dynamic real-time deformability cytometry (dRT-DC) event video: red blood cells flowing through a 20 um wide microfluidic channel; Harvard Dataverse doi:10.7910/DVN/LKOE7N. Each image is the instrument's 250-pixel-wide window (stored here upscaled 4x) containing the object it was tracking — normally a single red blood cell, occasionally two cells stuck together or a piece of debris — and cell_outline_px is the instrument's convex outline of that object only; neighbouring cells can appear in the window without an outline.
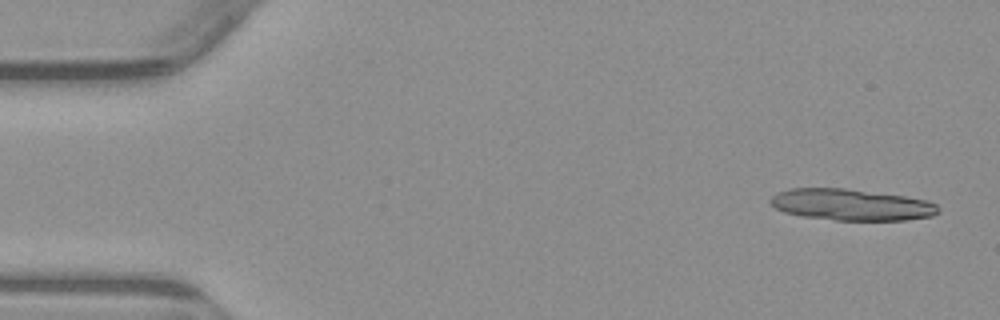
{"species": "common noctule bat (a hibernating species)", "species_latin": "Nyctalus noctula", "temperature_condition": "warm", "stored_images_in_passage": 5, "camera_frame_rate_fps": 3000, "um_per_image_px": 0.085, "animal": {"sex": "male", "body_mass_g": 23.1, "forearm_length_mm": 52.7}, "frame": {"image": 1, "passage_image": 1, "time_ms": 0.0, "image_size_px": [1000, 320], "cell_outline_px": [[940, 212], [932, 216], [904, 220], [836, 220], [804, 216], [784, 212], [776, 208], [768, 200], [776, 192], [788, 188], [844, 188], [904, 196], [924, 200], [936, 204], [940, 208]], "centroid_in_image_um": [72.34, 17.39], "position_along_channel_um": 12.7, "area_um2": 30.63}}
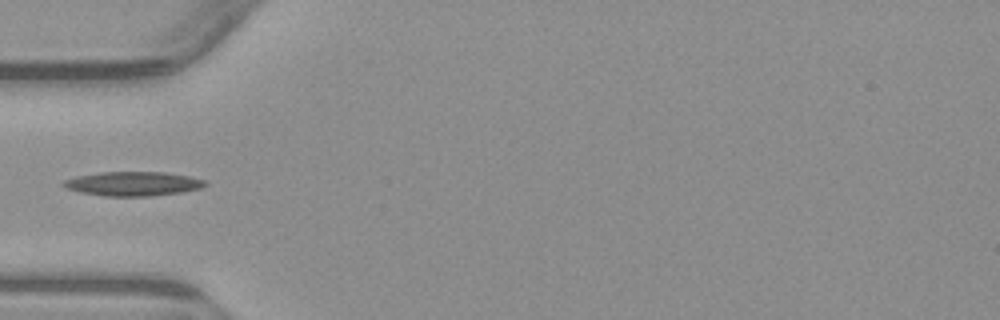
{"frame": {"image": 2, "passage_image": 5, "time_ms": 5.0, "image_size_px": [1000, 320], "cell_outline_px": [[208, 184], [204, 188], [180, 192], [148, 196], [104, 196], [80, 192], [68, 188], [60, 184], [64, 180], [76, 176], [100, 172], [164, 172], [188, 176], [204, 180]], "centroid_in_image_um": [11.31, 15.61], "position_along_channel_um": 73.7, "area_um2": 19.94}}